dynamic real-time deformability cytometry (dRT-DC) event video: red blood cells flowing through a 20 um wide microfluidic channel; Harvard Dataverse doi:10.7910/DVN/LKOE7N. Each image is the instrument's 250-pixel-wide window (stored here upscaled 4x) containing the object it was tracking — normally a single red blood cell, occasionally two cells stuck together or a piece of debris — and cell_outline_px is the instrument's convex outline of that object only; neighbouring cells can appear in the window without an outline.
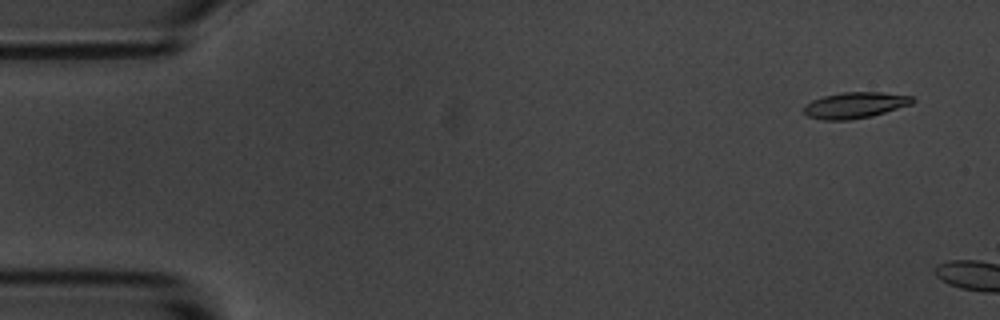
{"species": "common noctule bat (a hibernating species)", "species_latin": "Nyctalus noctula", "temperature_condition": "room temperature", "stored_images_in_passage": 2, "camera_frame_rate_fps": 3000, "um_per_image_px": 0.085, "animal": {"sex": "male", "body_mass_g": 20.1, "forearm_length_mm": 53.5}, "frame": {"image": 1, "passage_image": 1, "time_ms": 0.0, "image_size_px": [1000, 320], "cell_outline_px": [[916, 100], [912, 104], [872, 116], [848, 120], [824, 120], [808, 116], [804, 112], [804, 104], [812, 100], [824, 96], [840, 92], [880, 92], [912, 96]], "centroid_in_image_um": [72.68, 8.94], "position_along_channel_um": 12.3, "area_um2": 16.53}}